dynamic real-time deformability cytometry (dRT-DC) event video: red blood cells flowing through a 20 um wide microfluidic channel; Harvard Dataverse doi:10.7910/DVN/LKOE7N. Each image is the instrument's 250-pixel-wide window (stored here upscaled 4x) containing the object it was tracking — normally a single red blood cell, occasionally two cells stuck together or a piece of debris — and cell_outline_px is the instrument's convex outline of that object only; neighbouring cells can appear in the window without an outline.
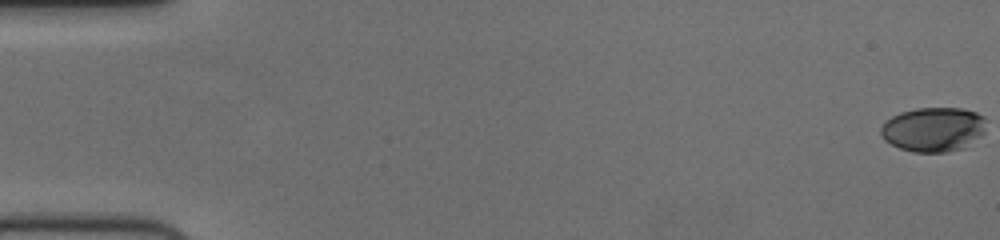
{"species": "human", "species_latin": "Homo sapiens", "temperature_condition": "cold", "stored_images_in_passage": 58, "camera_frame_rate_fps": 3000, "um_per_image_px": 0.085, "donor": {"sex": "female"}, "frame": {"image": 1, "passage_image": 1, "time_ms": 0.0, "image_size_px": [1000, 240], "cell_outline_px": [[984, 132], [968, 148], [948, 152], [912, 152], [900, 148], [884, 140], [880, 132], [880, 128], [892, 116], [900, 112], [916, 108], [964, 108], [976, 112], [984, 116]], "centroid_in_image_um": [79.36, 11.01], "position_along_channel_um": 5.6, "area_um2": 27.51}}
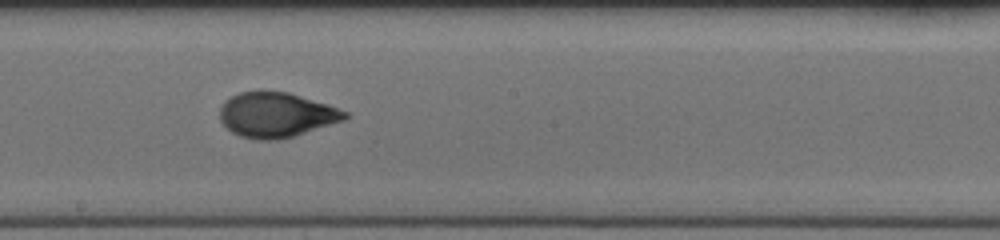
{"frame": {"image": 2, "passage_image": 33, "time_ms": 10.667, "image_size_px": [1000, 240], "cell_outline_px": [[348, 116], [344, 120], [292, 136], [276, 140], [256, 140], [240, 136], [232, 132], [220, 120], [220, 108], [224, 100], [240, 92], [260, 88], [288, 92], [328, 104], [348, 112]], "centroid_in_image_um": [23.45, 9.72], "position_along_channel_um": 224.8, "area_um2": 33.06}}
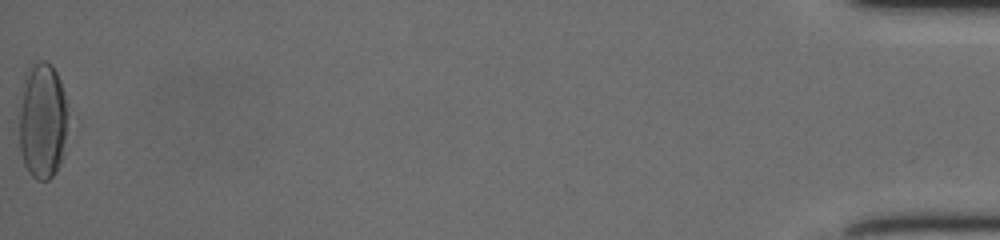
{"frame": {"image": 3, "passage_image": 58, "time_ms": 19.0, "image_size_px": [1000, 240], "cell_outline_px": [[68, 112], [60, 164], [52, 176], [48, 180], [36, 180], [28, 172], [24, 164], [20, 152], [20, 112], [24, 72], [32, 64], [40, 60], [44, 60], [56, 72], [60, 80], [64, 92]], "centroid_in_image_um": [3.59, 10.25], "position_along_channel_um": 431.6, "area_um2": 32.89}, "authors_computed_cell_mechanics": {"area_um2": 31.5299, "velocity_mm_per_s": 3.7174, "shape_relaxation_time_tau1_ms": 4.177, "shape_relaxation_time_tau2_ms": 0.9926, "deformation_change_tau1": 0.1833, "deformation_change_tau2": 0.0585}}